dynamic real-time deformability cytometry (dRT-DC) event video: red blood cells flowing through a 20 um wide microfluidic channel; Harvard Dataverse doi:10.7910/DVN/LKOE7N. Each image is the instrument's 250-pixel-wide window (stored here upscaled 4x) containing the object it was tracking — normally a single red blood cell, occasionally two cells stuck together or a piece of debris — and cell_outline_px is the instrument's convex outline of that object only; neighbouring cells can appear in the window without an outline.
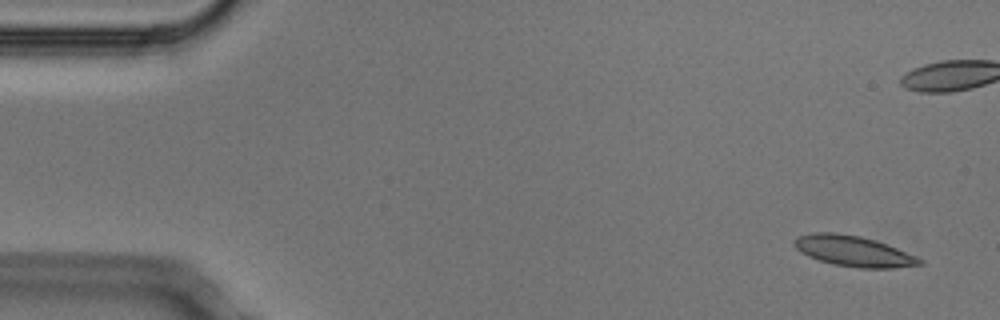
{"species": "Egyptian fruit bat (a non-hibernating species)", "species_latin": "Rousettus aegyptiacus", "temperature_condition": "cold", "stored_images_in_passage": 7, "camera_frame_rate_fps": 3000, "um_per_image_px": 0.085, "animal": {"sex": "male"}, "frame": {"image": 1, "passage_image": 1, "time_ms": 0.0, "image_size_px": [1000, 320], "cell_outline_px": [[924, 264], [892, 268], [860, 268], [832, 264], [808, 256], [796, 248], [792, 240], [796, 236], [816, 232], [832, 232], [860, 236], [896, 248], [924, 260]], "centroid_in_image_um": [72.51, 21.35], "position_along_channel_um": 12.5, "area_um2": 22.08}}
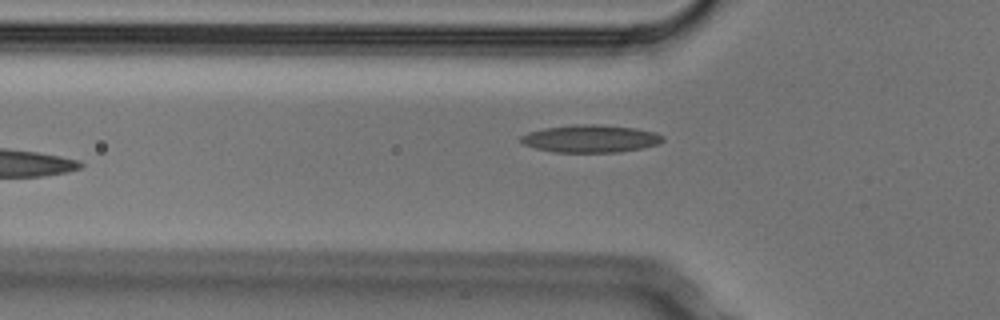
{"frame": {"image": 2, "passage_image": 6, "time_ms": 1.667, "image_size_px": [1000, 320], "cell_outline_px": [[664, 140], [656, 144], [644, 148], [620, 152], [552, 152], [536, 148], [524, 144], [520, 140], [520, 136], [528, 132], [544, 128], [572, 124], [600, 124], [636, 128], [656, 132], [664, 136]], "centroid_in_image_um": [50.21, 11.78], "position_along_channel_um": 75.6, "area_um2": 23.0}}
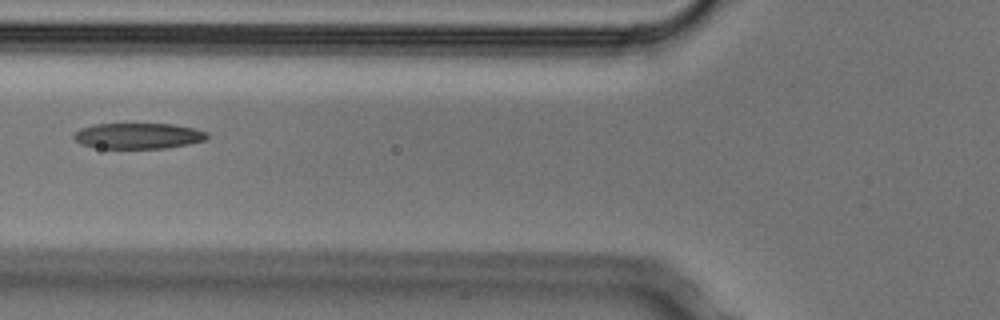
{"frame": {"image": 3, "passage_image": 7, "time_ms": 2.0, "image_size_px": [1000, 320], "cell_outline_px": [[208, 136], [204, 140], [188, 144], [168, 148], [100, 148], [80, 144], [72, 136], [72, 132], [80, 128], [96, 124], [172, 124], [192, 128], [208, 132]], "centroid_in_image_um": [11.71, 11.55], "position_along_channel_um": 114.1, "area_um2": 20.0}}